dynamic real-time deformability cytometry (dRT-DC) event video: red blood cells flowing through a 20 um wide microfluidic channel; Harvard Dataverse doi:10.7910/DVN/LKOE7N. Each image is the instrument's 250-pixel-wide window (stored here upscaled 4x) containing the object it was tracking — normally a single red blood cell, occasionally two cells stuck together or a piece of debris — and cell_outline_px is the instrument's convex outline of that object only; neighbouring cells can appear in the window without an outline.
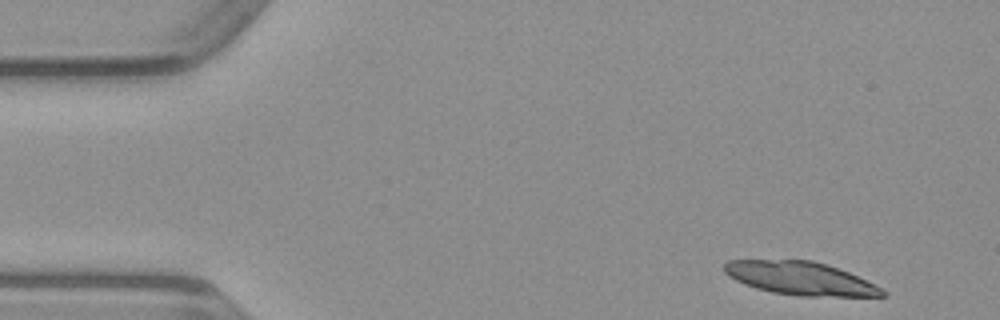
{"species": "common noctule bat (a hibernating species)", "species_latin": "Nyctalus noctula", "temperature_condition": "warm", "stored_images_in_passage": 18, "camera_frame_rate_fps": 3000, "um_per_image_px": 0.085, "animal": {"sex": "male", "body_mass_g": 23.1, "forearm_length_mm": 52.7}, "frame": {"image": 1, "passage_image": 2, "time_ms": 0.333, "image_size_px": [1000, 320], "cell_outline_px": [[888, 296], [800, 296], [772, 292], [756, 288], [744, 284], [728, 276], [724, 272], [724, 264], [728, 260], [812, 260], [828, 264], [848, 272], [888, 292]], "centroid_in_image_um": [68.0, 23.66], "position_along_channel_um": 17.0, "area_um2": 30.4}}